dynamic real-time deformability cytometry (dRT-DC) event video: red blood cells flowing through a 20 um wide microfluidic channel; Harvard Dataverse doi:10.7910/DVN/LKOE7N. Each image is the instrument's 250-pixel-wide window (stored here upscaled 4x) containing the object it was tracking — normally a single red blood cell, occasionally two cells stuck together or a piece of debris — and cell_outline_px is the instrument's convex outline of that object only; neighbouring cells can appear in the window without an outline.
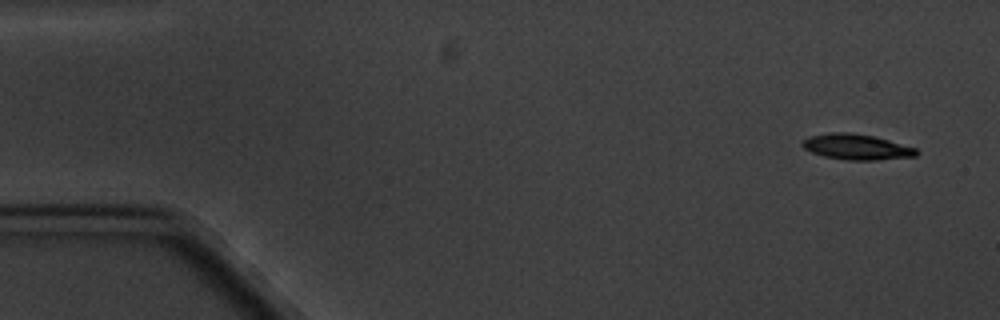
{"species": "common noctule bat (a hibernating species)", "species_latin": "Nyctalus noctula", "temperature_condition": "cold", "stored_images_in_passage": 10, "camera_frame_rate_fps": 3000, "um_per_image_px": 0.085, "animal": {"sex": "male", "body_mass_g": 20.1, "forearm_length_mm": 53.5}, "frame": {"image": 1, "passage_image": 1, "time_ms": 0.0, "image_size_px": [1000, 320], "cell_outline_px": [[920, 152], [916, 156], [876, 160], [844, 160], [824, 156], [812, 152], [804, 148], [800, 144], [808, 136], [828, 132], [852, 132], [872, 136], [888, 140], [916, 148]], "centroid_in_image_um": [72.79, 12.48], "position_along_channel_um": 12.2, "area_um2": 17.05}}
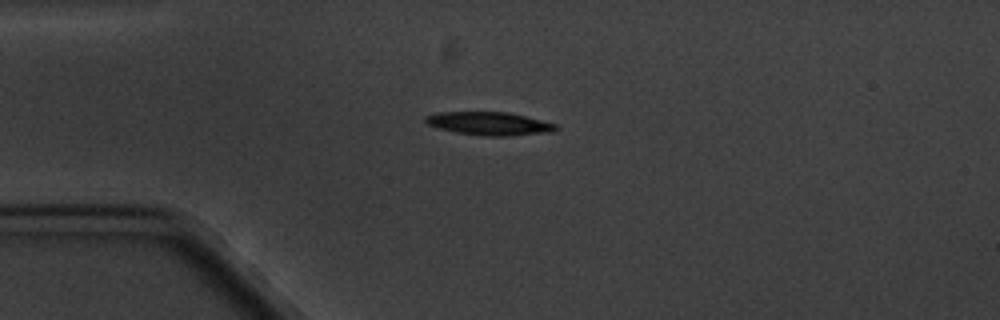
{"frame": {"image": 2, "passage_image": 4, "time_ms": 3.667, "image_size_px": [1000, 320], "cell_outline_px": [[560, 128], [552, 132], [508, 136], [488, 136], [456, 132], [440, 128], [428, 124], [424, 120], [424, 116], [440, 112], [508, 112], [556, 124]], "centroid_in_image_um": [41.61, 10.5], "position_along_channel_um": 43.4, "area_um2": 17.46}}